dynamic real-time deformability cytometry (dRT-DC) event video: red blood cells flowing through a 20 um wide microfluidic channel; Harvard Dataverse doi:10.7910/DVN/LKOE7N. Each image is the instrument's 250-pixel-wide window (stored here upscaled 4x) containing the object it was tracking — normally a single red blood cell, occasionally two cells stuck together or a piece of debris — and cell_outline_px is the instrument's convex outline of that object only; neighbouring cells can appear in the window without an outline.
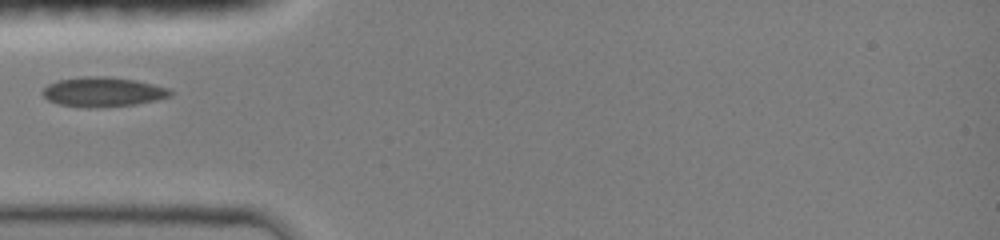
{"species": "common noctule bat (a hibernating species)", "species_latin": "Nyctalus noctula", "temperature_condition": "room temperature", "stored_images_in_passage": 37, "camera_frame_rate_fps": 3000, "um_per_image_px": 0.085, "animal": {"sex": "female", "body_mass_g": 19.0, "forearm_length_mm": 51.5}, "frame": {"image": 1, "passage_image": 1, "time_ms": 0.0, "image_size_px": [1000, 240], "cell_outline_px": [[172, 96], [156, 100], [136, 104], [88, 108], [60, 104], [48, 100], [40, 92], [48, 84], [56, 80], [80, 76], [108, 76], [136, 80], [168, 88], [172, 92]], "centroid_in_image_um": [8.72, 7.8], "position_along_channel_um": 76.3, "area_um2": 22.14}}
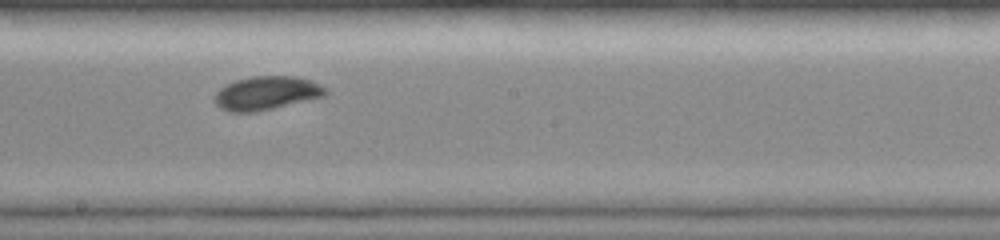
{"frame": {"image": 2, "passage_image": 18, "time_ms": 3.667, "image_size_px": [1000, 240], "cell_outline_px": [[328, 92], [324, 96], [256, 112], [232, 112], [220, 108], [216, 104], [216, 92], [220, 88], [236, 80], [252, 76], [296, 76], [312, 80], [328, 88]], "centroid_in_image_um": [22.69, 7.9], "position_along_channel_um": 225.5, "area_um2": 21.62}}
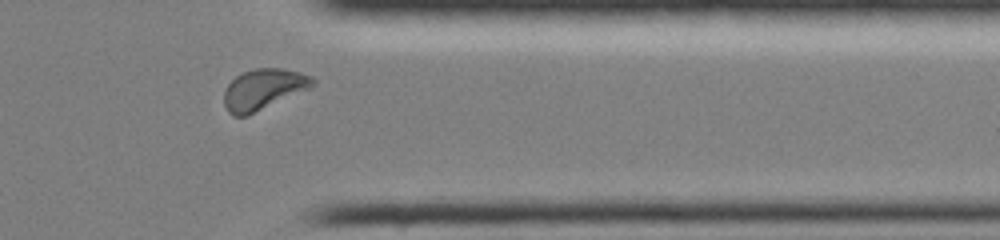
{"frame": {"image": 3, "passage_image": 32, "time_ms": 7.667, "image_size_px": [1000, 240], "cell_outline_px": [[316, 84], [312, 88], [248, 116], [232, 116], [228, 112], [224, 104], [224, 92], [228, 84], [236, 76], [244, 72], [256, 68], [284, 68], [300, 72], [312, 76], [316, 80]], "centroid_in_image_um": [22.43, 7.6], "position_along_channel_um": 389.0, "area_um2": 21.44}}